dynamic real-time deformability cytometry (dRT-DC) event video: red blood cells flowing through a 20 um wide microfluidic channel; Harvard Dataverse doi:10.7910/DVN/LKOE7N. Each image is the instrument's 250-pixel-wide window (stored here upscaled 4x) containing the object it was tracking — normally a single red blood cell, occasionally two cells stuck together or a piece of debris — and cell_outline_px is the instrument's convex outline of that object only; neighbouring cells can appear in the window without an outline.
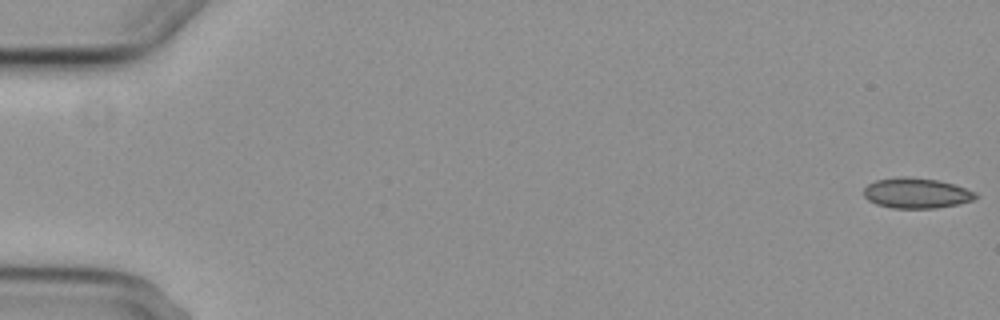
{"species": "common noctule bat (a hibernating species)", "species_latin": "Nyctalus noctula", "temperature_condition": "cold", "stored_images_in_passage": 4, "camera_frame_rate_fps": 3000, "um_per_image_px": 0.085, "animal": {"sex": "female", "body_mass_g": 29.2, "forearm_length_mm": 56.3}, "frame": {"image": 1, "passage_image": 1, "time_ms": 0.0, "image_size_px": [1000, 320], "cell_outline_px": [[980, 196], [972, 200], [956, 204], [936, 208], [892, 208], [876, 204], [868, 200], [864, 196], [864, 188], [868, 184], [876, 180], [904, 176], [936, 180], [952, 184], [976, 192]], "centroid_in_image_um": [77.88, 16.42], "position_along_channel_um": 7.1, "area_um2": 19.59}}